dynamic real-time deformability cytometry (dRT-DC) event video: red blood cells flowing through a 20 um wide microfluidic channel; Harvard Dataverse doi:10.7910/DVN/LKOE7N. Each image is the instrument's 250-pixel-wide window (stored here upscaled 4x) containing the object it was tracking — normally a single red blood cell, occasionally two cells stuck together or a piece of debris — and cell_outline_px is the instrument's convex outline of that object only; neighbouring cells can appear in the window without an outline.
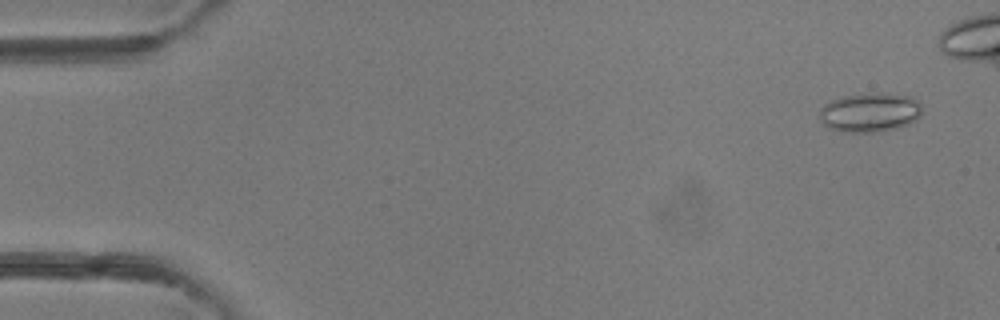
{"species": "common noctule bat (a hibernating species)", "species_latin": "Nyctalus noctula", "temperature_condition": "room temperature", "stored_images_in_passage": 5, "camera_frame_rate_fps": 3000, "um_per_image_px": 0.085, "animal": {"sex": "female"}, "frame": {"image": 1, "passage_image": 1, "time_ms": 0.0, "image_size_px": [1000, 320], "cell_outline_px": [[920, 116], [916, 120], [908, 124], [896, 128], [872, 132], [852, 132], [828, 128], [820, 120], [820, 108], [824, 104], [832, 100], [844, 96], [912, 96], [920, 104]], "centroid_in_image_um": [73.91, 9.61], "position_along_channel_um": 11.1, "area_um2": 22.31}}